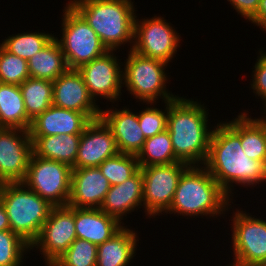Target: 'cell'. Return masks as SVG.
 <instances>
[{"label":"cell","instance_id":"9a60e30c","mask_svg":"<svg viewBox=\"0 0 266 266\" xmlns=\"http://www.w3.org/2000/svg\"><path fill=\"white\" fill-rule=\"evenodd\" d=\"M53 105L85 113L92 120L100 118L101 109L90 96L77 69H68L53 81Z\"/></svg>","mask_w":266,"mask_h":266},{"label":"cell","instance_id":"f1b7e54d","mask_svg":"<svg viewBox=\"0 0 266 266\" xmlns=\"http://www.w3.org/2000/svg\"><path fill=\"white\" fill-rule=\"evenodd\" d=\"M98 168L111 186L123 183L140 169L137 156L120 152L105 159Z\"/></svg>","mask_w":266,"mask_h":266},{"label":"cell","instance_id":"7402d4cb","mask_svg":"<svg viewBox=\"0 0 266 266\" xmlns=\"http://www.w3.org/2000/svg\"><path fill=\"white\" fill-rule=\"evenodd\" d=\"M81 134L30 136L33 154L67 164L74 169Z\"/></svg>","mask_w":266,"mask_h":266},{"label":"cell","instance_id":"7c38bea8","mask_svg":"<svg viewBox=\"0 0 266 266\" xmlns=\"http://www.w3.org/2000/svg\"><path fill=\"white\" fill-rule=\"evenodd\" d=\"M135 19L134 44L136 53L160 60L166 64L173 58L179 46V36L164 18ZM176 51V52H175Z\"/></svg>","mask_w":266,"mask_h":266},{"label":"cell","instance_id":"74e56055","mask_svg":"<svg viewBox=\"0 0 266 266\" xmlns=\"http://www.w3.org/2000/svg\"><path fill=\"white\" fill-rule=\"evenodd\" d=\"M11 230L6 210L0 199V231Z\"/></svg>","mask_w":266,"mask_h":266},{"label":"cell","instance_id":"2e32d148","mask_svg":"<svg viewBox=\"0 0 266 266\" xmlns=\"http://www.w3.org/2000/svg\"><path fill=\"white\" fill-rule=\"evenodd\" d=\"M119 153L110 128L101 119L92 120L81 134L74 168L98 167Z\"/></svg>","mask_w":266,"mask_h":266},{"label":"cell","instance_id":"277c9868","mask_svg":"<svg viewBox=\"0 0 266 266\" xmlns=\"http://www.w3.org/2000/svg\"><path fill=\"white\" fill-rule=\"evenodd\" d=\"M197 166L189 165L181 174L167 213L216 216L229 206L230 198L219 183L204 166Z\"/></svg>","mask_w":266,"mask_h":266},{"label":"cell","instance_id":"ac0fdd59","mask_svg":"<svg viewBox=\"0 0 266 266\" xmlns=\"http://www.w3.org/2000/svg\"><path fill=\"white\" fill-rule=\"evenodd\" d=\"M92 119L85 113L51 105L32 120L30 136L82 134Z\"/></svg>","mask_w":266,"mask_h":266},{"label":"cell","instance_id":"8fae6325","mask_svg":"<svg viewBox=\"0 0 266 266\" xmlns=\"http://www.w3.org/2000/svg\"><path fill=\"white\" fill-rule=\"evenodd\" d=\"M77 238L75 231V207L53 206L38 238L32 243L39 248L46 264L51 266Z\"/></svg>","mask_w":266,"mask_h":266},{"label":"cell","instance_id":"5bb4252c","mask_svg":"<svg viewBox=\"0 0 266 266\" xmlns=\"http://www.w3.org/2000/svg\"><path fill=\"white\" fill-rule=\"evenodd\" d=\"M77 70L82 75L93 100L100 95L105 99L109 98L111 102L121 95L123 70L121 71L113 51H107L104 55L83 64Z\"/></svg>","mask_w":266,"mask_h":266},{"label":"cell","instance_id":"e0dca14e","mask_svg":"<svg viewBox=\"0 0 266 266\" xmlns=\"http://www.w3.org/2000/svg\"><path fill=\"white\" fill-rule=\"evenodd\" d=\"M110 186L98 167L74 168L67 205L75 208H100Z\"/></svg>","mask_w":266,"mask_h":266},{"label":"cell","instance_id":"484cf974","mask_svg":"<svg viewBox=\"0 0 266 266\" xmlns=\"http://www.w3.org/2000/svg\"><path fill=\"white\" fill-rule=\"evenodd\" d=\"M28 119L32 122L53 104V82L29 77L20 85Z\"/></svg>","mask_w":266,"mask_h":266},{"label":"cell","instance_id":"d590c367","mask_svg":"<svg viewBox=\"0 0 266 266\" xmlns=\"http://www.w3.org/2000/svg\"><path fill=\"white\" fill-rule=\"evenodd\" d=\"M234 9L250 20L256 13L260 0H228Z\"/></svg>","mask_w":266,"mask_h":266},{"label":"cell","instance_id":"3957f363","mask_svg":"<svg viewBox=\"0 0 266 266\" xmlns=\"http://www.w3.org/2000/svg\"><path fill=\"white\" fill-rule=\"evenodd\" d=\"M69 4L85 19L108 51L134 43L135 18L131 0H73Z\"/></svg>","mask_w":266,"mask_h":266},{"label":"cell","instance_id":"30bf717a","mask_svg":"<svg viewBox=\"0 0 266 266\" xmlns=\"http://www.w3.org/2000/svg\"><path fill=\"white\" fill-rule=\"evenodd\" d=\"M233 266H266V221L236 211L233 216Z\"/></svg>","mask_w":266,"mask_h":266},{"label":"cell","instance_id":"6da1fadb","mask_svg":"<svg viewBox=\"0 0 266 266\" xmlns=\"http://www.w3.org/2000/svg\"><path fill=\"white\" fill-rule=\"evenodd\" d=\"M204 166L228 196L232 183L254 185L266 182V165L243 152L241 114L229 123L217 124L211 135Z\"/></svg>","mask_w":266,"mask_h":266},{"label":"cell","instance_id":"836d02e7","mask_svg":"<svg viewBox=\"0 0 266 266\" xmlns=\"http://www.w3.org/2000/svg\"><path fill=\"white\" fill-rule=\"evenodd\" d=\"M166 104L164 112L158 108L146 107L138 114V122L145 138L153 137L167 129L168 102Z\"/></svg>","mask_w":266,"mask_h":266},{"label":"cell","instance_id":"4dcf8cb0","mask_svg":"<svg viewBox=\"0 0 266 266\" xmlns=\"http://www.w3.org/2000/svg\"><path fill=\"white\" fill-rule=\"evenodd\" d=\"M97 245L76 238L51 266H96Z\"/></svg>","mask_w":266,"mask_h":266},{"label":"cell","instance_id":"8992f818","mask_svg":"<svg viewBox=\"0 0 266 266\" xmlns=\"http://www.w3.org/2000/svg\"><path fill=\"white\" fill-rule=\"evenodd\" d=\"M62 18L61 46L68 69H78L83 64L104 55L108 50L85 19L68 3Z\"/></svg>","mask_w":266,"mask_h":266},{"label":"cell","instance_id":"8d00e7d4","mask_svg":"<svg viewBox=\"0 0 266 266\" xmlns=\"http://www.w3.org/2000/svg\"><path fill=\"white\" fill-rule=\"evenodd\" d=\"M249 21L266 31V0H260L255 15Z\"/></svg>","mask_w":266,"mask_h":266},{"label":"cell","instance_id":"4316f807","mask_svg":"<svg viewBox=\"0 0 266 266\" xmlns=\"http://www.w3.org/2000/svg\"><path fill=\"white\" fill-rule=\"evenodd\" d=\"M263 118L251 119L241 113V146L246 156L266 165V118Z\"/></svg>","mask_w":266,"mask_h":266},{"label":"cell","instance_id":"83f0119b","mask_svg":"<svg viewBox=\"0 0 266 266\" xmlns=\"http://www.w3.org/2000/svg\"><path fill=\"white\" fill-rule=\"evenodd\" d=\"M139 167L166 165L179 162L175 157L171 137L164 132L146 138L141 152L137 155Z\"/></svg>","mask_w":266,"mask_h":266},{"label":"cell","instance_id":"5b68a950","mask_svg":"<svg viewBox=\"0 0 266 266\" xmlns=\"http://www.w3.org/2000/svg\"><path fill=\"white\" fill-rule=\"evenodd\" d=\"M26 188L22 182L2 183L0 199L6 210L11 231L31 246L38 238L53 205Z\"/></svg>","mask_w":266,"mask_h":266},{"label":"cell","instance_id":"d6986e66","mask_svg":"<svg viewBox=\"0 0 266 266\" xmlns=\"http://www.w3.org/2000/svg\"><path fill=\"white\" fill-rule=\"evenodd\" d=\"M100 118L110 128L120 153L137 156L145 143V136L138 122V113L127 109L101 110Z\"/></svg>","mask_w":266,"mask_h":266},{"label":"cell","instance_id":"9c48e42d","mask_svg":"<svg viewBox=\"0 0 266 266\" xmlns=\"http://www.w3.org/2000/svg\"><path fill=\"white\" fill-rule=\"evenodd\" d=\"M188 166L187 163L179 161L140 168L143 176V205L147 215L154 216L168 211L179 178Z\"/></svg>","mask_w":266,"mask_h":266},{"label":"cell","instance_id":"ba28073f","mask_svg":"<svg viewBox=\"0 0 266 266\" xmlns=\"http://www.w3.org/2000/svg\"><path fill=\"white\" fill-rule=\"evenodd\" d=\"M72 168L55 160L32 153L22 183L53 206L68 204L71 192Z\"/></svg>","mask_w":266,"mask_h":266},{"label":"cell","instance_id":"d6a6232c","mask_svg":"<svg viewBox=\"0 0 266 266\" xmlns=\"http://www.w3.org/2000/svg\"><path fill=\"white\" fill-rule=\"evenodd\" d=\"M29 248L18 234L11 230L0 231V266H21L23 253Z\"/></svg>","mask_w":266,"mask_h":266},{"label":"cell","instance_id":"d4e9b609","mask_svg":"<svg viewBox=\"0 0 266 266\" xmlns=\"http://www.w3.org/2000/svg\"><path fill=\"white\" fill-rule=\"evenodd\" d=\"M30 126L20 86L0 82V128L29 130Z\"/></svg>","mask_w":266,"mask_h":266},{"label":"cell","instance_id":"44dd1931","mask_svg":"<svg viewBox=\"0 0 266 266\" xmlns=\"http://www.w3.org/2000/svg\"><path fill=\"white\" fill-rule=\"evenodd\" d=\"M143 176L139 169L123 183L110 186L100 209L107 215L121 221L122 216L135 207L143 206Z\"/></svg>","mask_w":266,"mask_h":266},{"label":"cell","instance_id":"52a82bcc","mask_svg":"<svg viewBox=\"0 0 266 266\" xmlns=\"http://www.w3.org/2000/svg\"><path fill=\"white\" fill-rule=\"evenodd\" d=\"M123 72V85L136 99L146 104L153 103L160 96L164 102L173 101L178 96L166 89V63L142 56L130 49ZM158 96V97H157ZM156 98V99H155ZM148 102V103H147Z\"/></svg>","mask_w":266,"mask_h":266},{"label":"cell","instance_id":"1f68e13d","mask_svg":"<svg viewBox=\"0 0 266 266\" xmlns=\"http://www.w3.org/2000/svg\"><path fill=\"white\" fill-rule=\"evenodd\" d=\"M29 77L27 60L10 53L0 44V82L20 85Z\"/></svg>","mask_w":266,"mask_h":266},{"label":"cell","instance_id":"e575fe53","mask_svg":"<svg viewBox=\"0 0 266 266\" xmlns=\"http://www.w3.org/2000/svg\"><path fill=\"white\" fill-rule=\"evenodd\" d=\"M260 51V57L257 59V62L254 66V78L253 83L251 84L252 89L258 96L265 101L266 107V53Z\"/></svg>","mask_w":266,"mask_h":266},{"label":"cell","instance_id":"f546056e","mask_svg":"<svg viewBox=\"0 0 266 266\" xmlns=\"http://www.w3.org/2000/svg\"><path fill=\"white\" fill-rule=\"evenodd\" d=\"M54 35L45 33H22L15 36H9L2 42V46L12 54H15L25 60H28L36 52H39L46 44H48Z\"/></svg>","mask_w":266,"mask_h":266},{"label":"cell","instance_id":"ffe728a7","mask_svg":"<svg viewBox=\"0 0 266 266\" xmlns=\"http://www.w3.org/2000/svg\"><path fill=\"white\" fill-rule=\"evenodd\" d=\"M115 217L100 208H75V231L77 238L97 246L109 240L123 226Z\"/></svg>","mask_w":266,"mask_h":266},{"label":"cell","instance_id":"4fadbf2b","mask_svg":"<svg viewBox=\"0 0 266 266\" xmlns=\"http://www.w3.org/2000/svg\"><path fill=\"white\" fill-rule=\"evenodd\" d=\"M32 153L29 130L0 128V182H22Z\"/></svg>","mask_w":266,"mask_h":266},{"label":"cell","instance_id":"603a6c76","mask_svg":"<svg viewBox=\"0 0 266 266\" xmlns=\"http://www.w3.org/2000/svg\"><path fill=\"white\" fill-rule=\"evenodd\" d=\"M136 233L124 226L97 247L96 266H127L136 253Z\"/></svg>","mask_w":266,"mask_h":266},{"label":"cell","instance_id":"cb8c5ba5","mask_svg":"<svg viewBox=\"0 0 266 266\" xmlns=\"http://www.w3.org/2000/svg\"><path fill=\"white\" fill-rule=\"evenodd\" d=\"M56 38L54 37L27 60L30 77L53 82L68 70L64 54Z\"/></svg>","mask_w":266,"mask_h":266},{"label":"cell","instance_id":"7a4b0ae2","mask_svg":"<svg viewBox=\"0 0 266 266\" xmlns=\"http://www.w3.org/2000/svg\"><path fill=\"white\" fill-rule=\"evenodd\" d=\"M198 102L177 97L168 101L167 130L175 157L188 165L206 162L213 130L207 128L208 114Z\"/></svg>","mask_w":266,"mask_h":266}]
</instances>
